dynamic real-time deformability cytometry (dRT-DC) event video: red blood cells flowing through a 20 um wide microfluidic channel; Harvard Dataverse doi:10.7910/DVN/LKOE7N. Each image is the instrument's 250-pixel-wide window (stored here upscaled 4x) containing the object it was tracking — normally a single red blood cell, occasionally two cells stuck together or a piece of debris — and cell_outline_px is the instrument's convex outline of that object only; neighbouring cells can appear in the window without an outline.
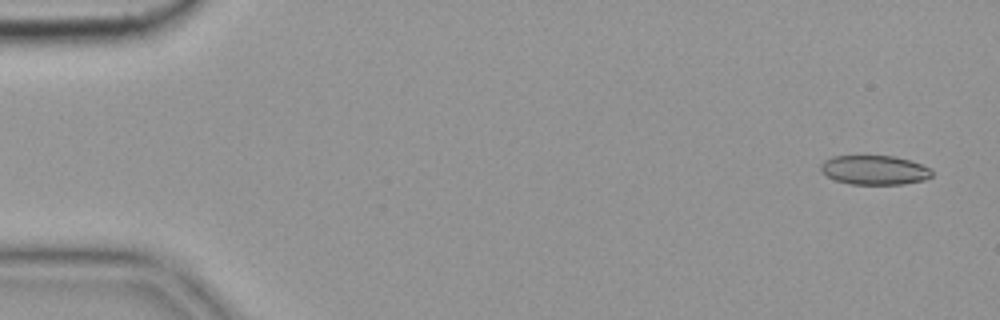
{"species": "common noctule bat (a hibernating species)", "species_latin": "Nyctalus noctula", "temperature_condition": "cold", "stored_images_in_passage": 5, "camera_frame_rate_fps": 3000, "um_per_image_px": 0.085, "animal": {"sex": "female", "body_mass_g": 19.9}, "frame": {"image": 1, "passage_image": 1, "time_ms": 0.0, "image_size_px": [1000, 320], "cell_outline_px": [[932, 176], [924, 180], [904, 184], [848, 184], [836, 180], [828, 176], [820, 168], [820, 164], [824, 160], [832, 156], [896, 156], [912, 160], [932, 168]], "centroid_in_image_um": [74.37, 14.44], "position_along_channel_um": 10.6, "area_um2": 19.13}}
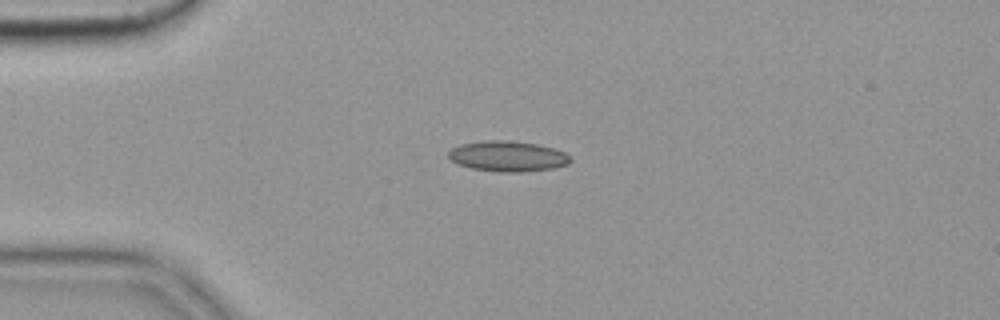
{"frame": {"image": 2, "passage_image": 4, "time_ms": 1.0, "image_size_px": [1000, 320], "cell_outline_px": [[572, 160], [568, 164], [552, 168], [520, 172], [500, 172], [472, 168], [456, 164], [448, 160], [448, 152], [452, 148], [460, 144], [484, 140], [512, 140], [536, 144], [556, 148], [564, 152]], "centroid_in_image_um": [43.12, 13.27], "position_along_channel_um": 41.9, "area_um2": 21.85}}